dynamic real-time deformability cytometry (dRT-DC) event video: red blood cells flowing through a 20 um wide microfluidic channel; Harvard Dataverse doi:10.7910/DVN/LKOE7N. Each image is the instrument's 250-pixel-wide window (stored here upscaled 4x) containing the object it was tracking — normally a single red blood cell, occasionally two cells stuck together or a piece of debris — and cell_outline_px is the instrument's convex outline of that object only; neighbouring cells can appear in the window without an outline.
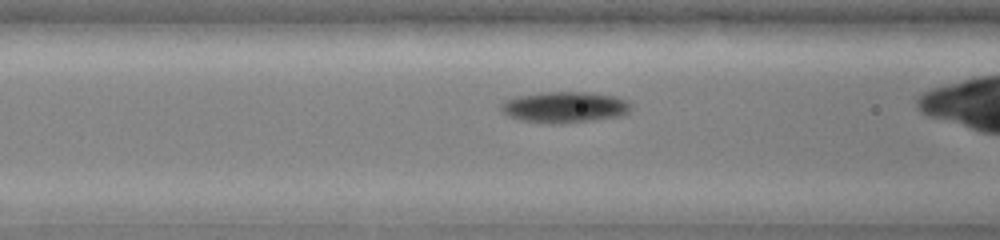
{"species": "common noctule bat (a hibernating species)", "species_latin": "Nyctalus noctula", "temperature_condition": "warm", "stored_images_in_passage": 30, "camera_frame_rate_fps": 3000, "um_per_image_px": 0.085, "animal": {"sex": "female", "body_mass_g": 19.0, "forearm_length_mm": 51.5}, "frame": {"image": 1, "passage_image": 6, "time_ms": 1.667, "image_size_px": [1000, 240], "cell_outline_px": [[632, 108], [628, 112], [620, 116], [596, 120], [560, 124], [548, 124], [520, 120], [508, 116], [500, 108], [500, 104], [504, 100], [516, 96], [540, 92], [592, 92], [616, 96], [628, 100], [632, 104]], "centroid_in_image_um": [48.01, 9.11], "position_along_channel_um": 118.6, "area_um2": 24.04}}
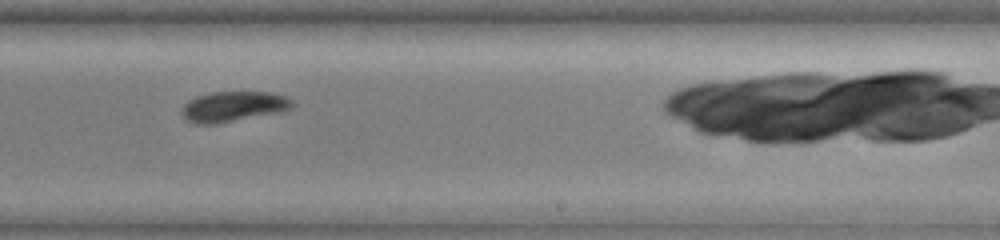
{"frame": {"image": 2, "passage_image": 17, "time_ms": 5.333, "image_size_px": [1000, 240], "cell_outline_px": [[296, 104], [292, 108], [284, 112], [216, 124], [196, 124], [188, 120], [180, 112], [180, 108], [188, 100], [196, 96], [212, 92], [272, 92], [288, 96]], "centroid_in_image_um": [19.89, 9.05], "position_along_channel_um": 269.1, "area_um2": 20.0}}
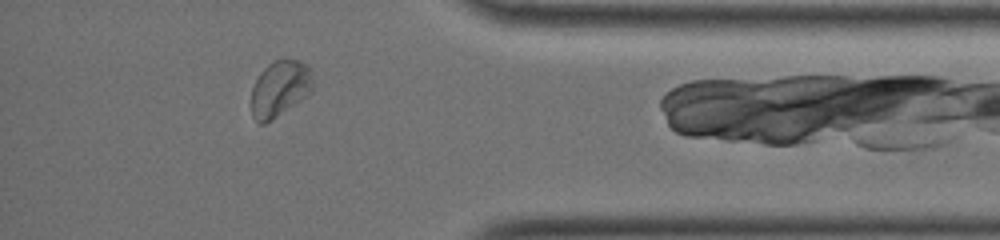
{"frame": {"image": 3, "passage_image": 29, "time_ms": 9.333, "image_size_px": [1000, 240], "cell_outline_px": [[312, 92], [272, 120], [264, 124], [260, 124], [252, 116], [252, 88], [260, 72], [268, 64], [284, 56], [300, 60], [308, 64], [312, 68]], "centroid_in_image_um": [23.82, 7.48], "position_along_channel_um": 411.4, "area_um2": 20.52}}